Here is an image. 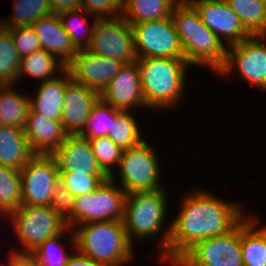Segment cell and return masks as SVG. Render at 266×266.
<instances>
[{
	"instance_id": "cell-3",
	"label": "cell",
	"mask_w": 266,
	"mask_h": 266,
	"mask_svg": "<svg viewBox=\"0 0 266 266\" xmlns=\"http://www.w3.org/2000/svg\"><path fill=\"white\" fill-rule=\"evenodd\" d=\"M140 69L142 95L145 109L158 112L180 104L187 83L185 58L146 57L137 58Z\"/></svg>"
},
{
	"instance_id": "cell-2",
	"label": "cell",
	"mask_w": 266,
	"mask_h": 266,
	"mask_svg": "<svg viewBox=\"0 0 266 266\" xmlns=\"http://www.w3.org/2000/svg\"><path fill=\"white\" fill-rule=\"evenodd\" d=\"M173 20L187 62L218 71L224 66L227 47L201 20L190 1L179 0L173 7Z\"/></svg>"
},
{
	"instance_id": "cell-27",
	"label": "cell",
	"mask_w": 266,
	"mask_h": 266,
	"mask_svg": "<svg viewBox=\"0 0 266 266\" xmlns=\"http://www.w3.org/2000/svg\"><path fill=\"white\" fill-rule=\"evenodd\" d=\"M58 16L62 23V26L70 35V38L75 48L78 51L87 50V48L91 44L96 17H94V19L92 20L93 23H89L87 16L89 17L92 15H90L80 7L77 9H70L60 12L58 13ZM85 28L88 29L86 30Z\"/></svg>"
},
{
	"instance_id": "cell-6",
	"label": "cell",
	"mask_w": 266,
	"mask_h": 266,
	"mask_svg": "<svg viewBox=\"0 0 266 266\" xmlns=\"http://www.w3.org/2000/svg\"><path fill=\"white\" fill-rule=\"evenodd\" d=\"M158 152L150 143L143 140L136 146L123 149L118 165L117 174L110 178L126 192H151L166 186L161 184V165ZM117 179H116V176Z\"/></svg>"
},
{
	"instance_id": "cell-24",
	"label": "cell",
	"mask_w": 266,
	"mask_h": 266,
	"mask_svg": "<svg viewBox=\"0 0 266 266\" xmlns=\"http://www.w3.org/2000/svg\"><path fill=\"white\" fill-rule=\"evenodd\" d=\"M66 69V65L56 56L48 53L44 49L34 51L30 55L21 57L20 68L17 74V82L22 77L39 78L43 82L57 77Z\"/></svg>"
},
{
	"instance_id": "cell-11",
	"label": "cell",
	"mask_w": 266,
	"mask_h": 266,
	"mask_svg": "<svg viewBox=\"0 0 266 266\" xmlns=\"http://www.w3.org/2000/svg\"><path fill=\"white\" fill-rule=\"evenodd\" d=\"M92 54L112 57L124 64L137 60L131 25L120 15L95 18L90 46Z\"/></svg>"
},
{
	"instance_id": "cell-9",
	"label": "cell",
	"mask_w": 266,
	"mask_h": 266,
	"mask_svg": "<svg viewBox=\"0 0 266 266\" xmlns=\"http://www.w3.org/2000/svg\"><path fill=\"white\" fill-rule=\"evenodd\" d=\"M126 192L110 177L93 192L75 197L73 228L80 224L122 220Z\"/></svg>"
},
{
	"instance_id": "cell-29",
	"label": "cell",
	"mask_w": 266,
	"mask_h": 266,
	"mask_svg": "<svg viewBox=\"0 0 266 266\" xmlns=\"http://www.w3.org/2000/svg\"><path fill=\"white\" fill-rule=\"evenodd\" d=\"M253 35H266V6L259 0H225Z\"/></svg>"
},
{
	"instance_id": "cell-19",
	"label": "cell",
	"mask_w": 266,
	"mask_h": 266,
	"mask_svg": "<svg viewBox=\"0 0 266 266\" xmlns=\"http://www.w3.org/2000/svg\"><path fill=\"white\" fill-rule=\"evenodd\" d=\"M23 131L36 154H52L69 135L61 121L47 119L30 109Z\"/></svg>"
},
{
	"instance_id": "cell-25",
	"label": "cell",
	"mask_w": 266,
	"mask_h": 266,
	"mask_svg": "<svg viewBox=\"0 0 266 266\" xmlns=\"http://www.w3.org/2000/svg\"><path fill=\"white\" fill-rule=\"evenodd\" d=\"M23 94L13 84L0 85V126L24 128L30 106Z\"/></svg>"
},
{
	"instance_id": "cell-30",
	"label": "cell",
	"mask_w": 266,
	"mask_h": 266,
	"mask_svg": "<svg viewBox=\"0 0 266 266\" xmlns=\"http://www.w3.org/2000/svg\"><path fill=\"white\" fill-rule=\"evenodd\" d=\"M132 111H121L115 109V122H113L108 137L122 149L133 147L141 143L144 139L137 124L135 114Z\"/></svg>"
},
{
	"instance_id": "cell-34",
	"label": "cell",
	"mask_w": 266,
	"mask_h": 266,
	"mask_svg": "<svg viewBox=\"0 0 266 266\" xmlns=\"http://www.w3.org/2000/svg\"><path fill=\"white\" fill-rule=\"evenodd\" d=\"M113 122H115V108L100 98L92 108L86 125L79 135L88 140L107 136Z\"/></svg>"
},
{
	"instance_id": "cell-26",
	"label": "cell",
	"mask_w": 266,
	"mask_h": 266,
	"mask_svg": "<svg viewBox=\"0 0 266 266\" xmlns=\"http://www.w3.org/2000/svg\"><path fill=\"white\" fill-rule=\"evenodd\" d=\"M179 0H123L122 16L129 24L171 17Z\"/></svg>"
},
{
	"instance_id": "cell-17",
	"label": "cell",
	"mask_w": 266,
	"mask_h": 266,
	"mask_svg": "<svg viewBox=\"0 0 266 266\" xmlns=\"http://www.w3.org/2000/svg\"><path fill=\"white\" fill-rule=\"evenodd\" d=\"M100 95L72 79L67 83L61 122L69 135H78L84 129L88 116Z\"/></svg>"
},
{
	"instance_id": "cell-10",
	"label": "cell",
	"mask_w": 266,
	"mask_h": 266,
	"mask_svg": "<svg viewBox=\"0 0 266 266\" xmlns=\"http://www.w3.org/2000/svg\"><path fill=\"white\" fill-rule=\"evenodd\" d=\"M173 266H244L241 221L226 234L196 243Z\"/></svg>"
},
{
	"instance_id": "cell-22",
	"label": "cell",
	"mask_w": 266,
	"mask_h": 266,
	"mask_svg": "<svg viewBox=\"0 0 266 266\" xmlns=\"http://www.w3.org/2000/svg\"><path fill=\"white\" fill-rule=\"evenodd\" d=\"M35 155L22 128L0 126V165L21 170Z\"/></svg>"
},
{
	"instance_id": "cell-12",
	"label": "cell",
	"mask_w": 266,
	"mask_h": 266,
	"mask_svg": "<svg viewBox=\"0 0 266 266\" xmlns=\"http://www.w3.org/2000/svg\"><path fill=\"white\" fill-rule=\"evenodd\" d=\"M137 58H184L171 17L130 24Z\"/></svg>"
},
{
	"instance_id": "cell-28",
	"label": "cell",
	"mask_w": 266,
	"mask_h": 266,
	"mask_svg": "<svg viewBox=\"0 0 266 266\" xmlns=\"http://www.w3.org/2000/svg\"><path fill=\"white\" fill-rule=\"evenodd\" d=\"M12 16L1 19L6 28L32 26L38 19L51 15L52 9L48 0H12Z\"/></svg>"
},
{
	"instance_id": "cell-40",
	"label": "cell",
	"mask_w": 266,
	"mask_h": 266,
	"mask_svg": "<svg viewBox=\"0 0 266 266\" xmlns=\"http://www.w3.org/2000/svg\"><path fill=\"white\" fill-rule=\"evenodd\" d=\"M69 235H71V236H69ZM69 235H67V236L70 237L69 241L72 243L71 246L74 248V250L76 252L73 251L74 253L70 256L66 266H108L106 264L96 262V261L88 258L87 256H85L84 254L80 253L76 249V242H75L73 229Z\"/></svg>"
},
{
	"instance_id": "cell-20",
	"label": "cell",
	"mask_w": 266,
	"mask_h": 266,
	"mask_svg": "<svg viewBox=\"0 0 266 266\" xmlns=\"http://www.w3.org/2000/svg\"><path fill=\"white\" fill-rule=\"evenodd\" d=\"M32 28L40 42L41 49L53 54L65 65L77 54L78 50L62 26L58 14L52 13L38 19L32 24Z\"/></svg>"
},
{
	"instance_id": "cell-43",
	"label": "cell",
	"mask_w": 266,
	"mask_h": 266,
	"mask_svg": "<svg viewBox=\"0 0 266 266\" xmlns=\"http://www.w3.org/2000/svg\"><path fill=\"white\" fill-rule=\"evenodd\" d=\"M266 6V0H259Z\"/></svg>"
},
{
	"instance_id": "cell-21",
	"label": "cell",
	"mask_w": 266,
	"mask_h": 266,
	"mask_svg": "<svg viewBox=\"0 0 266 266\" xmlns=\"http://www.w3.org/2000/svg\"><path fill=\"white\" fill-rule=\"evenodd\" d=\"M70 80V73L65 69L57 77L39 83L36 95L29 96L30 110L47 119L61 121L66 86Z\"/></svg>"
},
{
	"instance_id": "cell-5",
	"label": "cell",
	"mask_w": 266,
	"mask_h": 266,
	"mask_svg": "<svg viewBox=\"0 0 266 266\" xmlns=\"http://www.w3.org/2000/svg\"><path fill=\"white\" fill-rule=\"evenodd\" d=\"M73 232L76 249L96 262L124 266L135 259L134 245L127 237L122 220L80 224Z\"/></svg>"
},
{
	"instance_id": "cell-42",
	"label": "cell",
	"mask_w": 266,
	"mask_h": 266,
	"mask_svg": "<svg viewBox=\"0 0 266 266\" xmlns=\"http://www.w3.org/2000/svg\"><path fill=\"white\" fill-rule=\"evenodd\" d=\"M8 266H39L29 254H9Z\"/></svg>"
},
{
	"instance_id": "cell-31",
	"label": "cell",
	"mask_w": 266,
	"mask_h": 266,
	"mask_svg": "<svg viewBox=\"0 0 266 266\" xmlns=\"http://www.w3.org/2000/svg\"><path fill=\"white\" fill-rule=\"evenodd\" d=\"M21 205L20 170L0 165V216L7 217Z\"/></svg>"
},
{
	"instance_id": "cell-33",
	"label": "cell",
	"mask_w": 266,
	"mask_h": 266,
	"mask_svg": "<svg viewBox=\"0 0 266 266\" xmlns=\"http://www.w3.org/2000/svg\"><path fill=\"white\" fill-rule=\"evenodd\" d=\"M71 231L68 227L63 233L42 242L29 255L39 266H66L72 253L65 250L61 241ZM57 249L61 252H57Z\"/></svg>"
},
{
	"instance_id": "cell-36",
	"label": "cell",
	"mask_w": 266,
	"mask_h": 266,
	"mask_svg": "<svg viewBox=\"0 0 266 266\" xmlns=\"http://www.w3.org/2000/svg\"><path fill=\"white\" fill-rule=\"evenodd\" d=\"M108 175H90L75 171L59 172V182L74 196L95 191Z\"/></svg>"
},
{
	"instance_id": "cell-23",
	"label": "cell",
	"mask_w": 266,
	"mask_h": 266,
	"mask_svg": "<svg viewBox=\"0 0 266 266\" xmlns=\"http://www.w3.org/2000/svg\"><path fill=\"white\" fill-rule=\"evenodd\" d=\"M258 218L246 216L241 220V250L244 266H266V226L260 227Z\"/></svg>"
},
{
	"instance_id": "cell-32",
	"label": "cell",
	"mask_w": 266,
	"mask_h": 266,
	"mask_svg": "<svg viewBox=\"0 0 266 266\" xmlns=\"http://www.w3.org/2000/svg\"><path fill=\"white\" fill-rule=\"evenodd\" d=\"M21 57L14 46L10 31L0 26V85L17 84Z\"/></svg>"
},
{
	"instance_id": "cell-37",
	"label": "cell",
	"mask_w": 266,
	"mask_h": 266,
	"mask_svg": "<svg viewBox=\"0 0 266 266\" xmlns=\"http://www.w3.org/2000/svg\"><path fill=\"white\" fill-rule=\"evenodd\" d=\"M74 203L75 197L59 182L54 187L49 206L66 220L70 229H73Z\"/></svg>"
},
{
	"instance_id": "cell-8",
	"label": "cell",
	"mask_w": 266,
	"mask_h": 266,
	"mask_svg": "<svg viewBox=\"0 0 266 266\" xmlns=\"http://www.w3.org/2000/svg\"><path fill=\"white\" fill-rule=\"evenodd\" d=\"M234 70L242 81L266 92V35H253L227 47L226 62L217 74L228 76Z\"/></svg>"
},
{
	"instance_id": "cell-16",
	"label": "cell",
	"mask_w": 266,
	"mask_h": 266,
	"mask_svg": "<svg viewBox=\"0 0 266 266\" xmlns=\"http://www.w3.org/2000/svg\"><path fill=\"white\" fill-rule=\"evenodd\" d=\"M100 98L113 108L132 111L146 107L142 95L140 69L137 61L124 64Z\"/></svg>"
},
{
	"instance_id": "cell-38",
	"label": "cell",
	"mask_w": 266,
	"mask_h": 266,
	"mask_svg": "<svg viewBox=\"0 0 266 266\" xmlns=\"http://www.w3.org/2000/svg\"><path fill=\"white\" fill-rule=\"evenodd\" d=\"M8 29L20 57L30 55L34 51L41 49L40 42L32 26H19Z\"/></svg>"
},
{
	"instance_id": "cell-39",
	"label": "cell",
	"mask_w": 266,
	"mask_h": 266,
	"mask_svg": "<svg viewBox=\"0 0 266 266\" xmlns=\"http://www.w3.org/2000/svg\"><path fill=\"white\" fill-rule=\"evenodd\" d=\"M80 8L92 17H114L122 14L123 0H82Z\"/></svg>"
},
{
	"instance_id": "cell-35",
	"label": "cell",
	"mask_w": 266,
	"mask_h": 266,
	"mask_svg": "<svg viewBox=\"0 0 266 266\" xmlns=\"http://www.w3.org/2000/svg\"><path fill=\"white\" fill-rule=\"evenodd\" d=\"M89 142L99 166L110 177L118 168L123 149L108 136L96 137Z\"/></svg>"
},
{
	"instance_id": "cell-41",
	"label": "cell",
	"mask_w": 266,
	"mask_h": 266,
	"mask_svg": "<svg viewBox=\"0 0 266 266\" xmlns=\"http://www.w3.org/2000/svg\"><path fill=\"white\" fill-rule=\"evenodd\" d=\"M52 12L58 14L60 12L77 9L81 5L82 0H48Z\"/></svg>"
},
{
	"instance_id": "cell-15",
	"label": "cell",
	"mask_w": 266,
	"mask_h": 266,
	"mask_svg": "<svg viewBox=\"0 0 266 266\" xmlns=\"http://www.w3.org/2000/svg\"><path fill=\"white\" fill-rule=\"evenodd\" d=\"M123 65L124 63L112 57L80 50L66 65V69L73 81L83 84L101 95Z\"/></svg>"
},
{
	"instance_id": "cell-4",
	"label": "cell",
	"mask_w": 266,
	"mask_h": 266,
	"mask_svg": "<svg viewBox=\"0 0 266 266\" xmlns=\"http://www.w3.org/2000/svg\"><path fill=\"white\" fill-rule=\"evenodd\" d=\"M168 196L165 188L151 192H136L126 194L124 203L122 222L129 241L134 244L139 239L145 242L158 240L159 256L167 249L171 230V227L165 226V220L168 218L166 214L169 212ZM164 228L169 229L165 231ZM161 231L164 233L161 234ZM157 237L159 239H154Z\"/></svg>"
},
{
	"instance_id": "cell-1",
	"label": "cell",
	"mask_w": 266,
	"mask_h": 266,
	"mask_svg": "<svg viewBox=\"0 0 266 266\" xmlns=\"http://www.w3.org/2000/svg\"><path fill=\"white\" fill-rule=\"evenodd\" d=\"M182 197L178 215L169 225L167 249L158 256L170 266L196 243L226 234L246 216L239 202L225 201L202 188L193 189Z\"/></svg>"
},
{
	"instance_id": "cell-18",
	"label": "cell",
	"mask_w": 266,
	"mask_h": 266,
	"mask_svg": "<svg viewBox=\"0 0 266 266\" xmlns=\"http://www.w3.org/2000/svg\"><path fill=\"white\" fill-rule=\"evenodd\" d=\"M59 172L75 171L90 175H107L99 166L88 139L68 135L61 146L51 154Z\"/></svg>"
},
{
	"instance_id": "cell-7",
	"label": "cell",
	"mask_w": 266,
	"mask_h": 266,
	"mask_svg": "<svg viewBox=\"0 0 266 266\" xmlns=\"http://www.w3.org/2000/svg\"><path fill=\"white\" fill-rule=\"evenodd\" d=\"M6 218L13 226L22 247L20 251L18 248L9 251L14 254H30L42 242L68 228L66 220L49 205H21Z\"/></svg>"
},
{
	"instance_id": "cell-13",
	"label": "cell",
	"mask_w": 266,
	"mask_h": 266,
	"mask_svg": "<svg viewBox=\"0 0 266 266\" xmlns=\"http://www.w3.org/2000/svg\"><path fill=\"white\" fill-rule=\"evenodd\" d=\"M22 205L48 206L59 183L57 162L51 154H36L21 170Z\"/></svg>"
},
{
	"instance_id": "cell-14",
	"label": "cell",
	"mask_w": 266,
	"mask_h": 266,
	"mask_svg": "<svg viewBox=\"0 0 266 266\" xmlns=\"http://www.w3.org/2000/svg\"><path fill=\"white\" fill-rule=\"evenodd\" d=\"M190 1L209 28L224 44L229 47L240 43L252 35L245 29L239 16L225 0H185Z\"/></svg>"
}]
</instances>
